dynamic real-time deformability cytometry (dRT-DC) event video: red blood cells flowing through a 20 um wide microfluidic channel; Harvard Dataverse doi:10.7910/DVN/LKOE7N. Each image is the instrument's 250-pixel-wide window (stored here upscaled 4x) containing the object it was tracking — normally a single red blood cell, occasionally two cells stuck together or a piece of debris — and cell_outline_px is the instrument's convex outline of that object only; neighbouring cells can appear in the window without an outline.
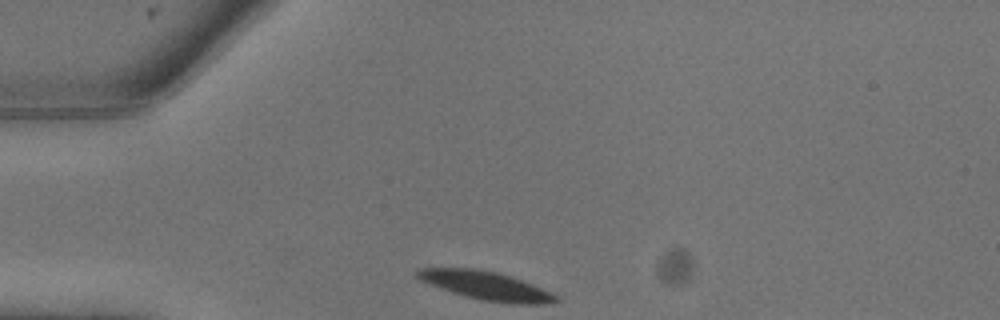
{"species": "common noctule bat (a hibernating species)", "species_latin": "Nyctalus noctula", "temperature_condition": "warm", "stored_images_in_passage": 14, "camera_frame_rate_fps": 3000, "um_per_image_px": 0.085, "animal": {"sex": "male", "body_mass_g": 13.3}, "frame": {"image": 1, "passage_image": 1, "time_ms": 0.0, "image_size_px": [1000, 320], "cell_outline_px": [[560, 300], [540, 304], [520, 304], [480, 300], [464, 296], [440, 288], [420, 280], [416, 276], [416, 268], [476, 268], [496, 272], [532, 284], [556, 296]], "centroid_in_image_um": [41.23, 24.27], "position_along_channel_um": 43.8, "area_um2": 22.6}}
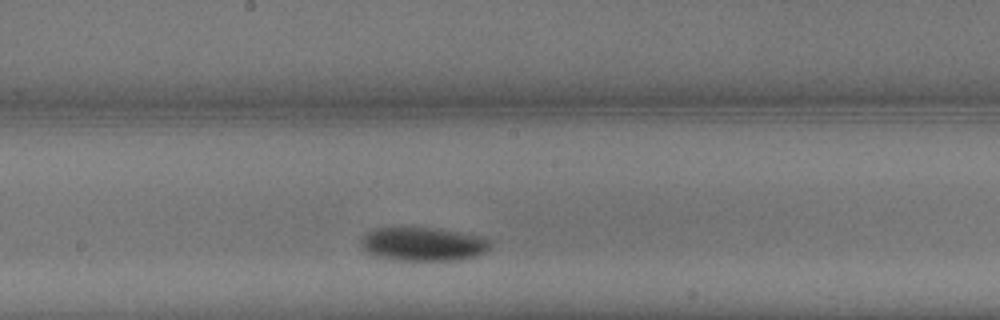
{"frame": {"image": 2, "passage_image": 8, "time_ms": 2.333, "image_size_px": [1000, 320], "cell_outline_px": [[492, 248], [488, 252], [476, 256], [460, 260], [392, 260], [376, 256], [368, 252], [360, 244], [360, 236], [364, 232], [372, 228], [440, 228], [484, 236], [492, 244]], "centroid_in_image_um": [35.99, 20.74], "position_along_channel_um": 212.2, "area_um2": 25.95}}
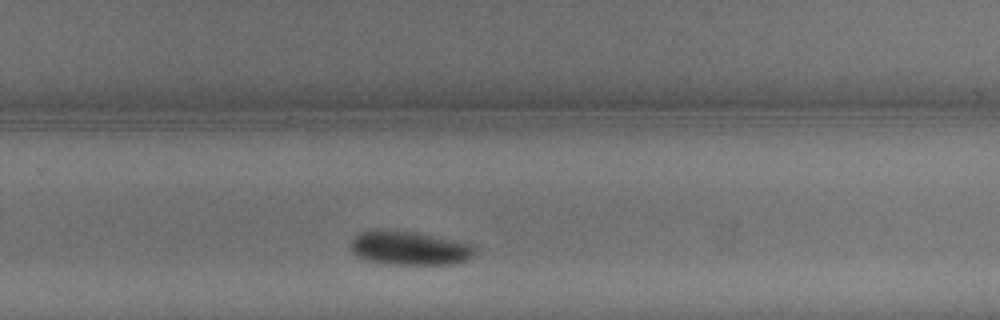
{"frame": {"image": 3, "passage_image": 11, "time_ms": 3.333, "image_size_px": [1000, 320], "cell_outline_px": [[472, 256], [468, 260], [456, 264], [392, 264], [364, 260], [356, 256], [352, 252], [352, 240], [360, 232], [416, 232], [472, 244]], "centroid_in_image_um": [34.82, 21.13], "position_along_channel_um": 295.0, "area_um2": 23.7}}